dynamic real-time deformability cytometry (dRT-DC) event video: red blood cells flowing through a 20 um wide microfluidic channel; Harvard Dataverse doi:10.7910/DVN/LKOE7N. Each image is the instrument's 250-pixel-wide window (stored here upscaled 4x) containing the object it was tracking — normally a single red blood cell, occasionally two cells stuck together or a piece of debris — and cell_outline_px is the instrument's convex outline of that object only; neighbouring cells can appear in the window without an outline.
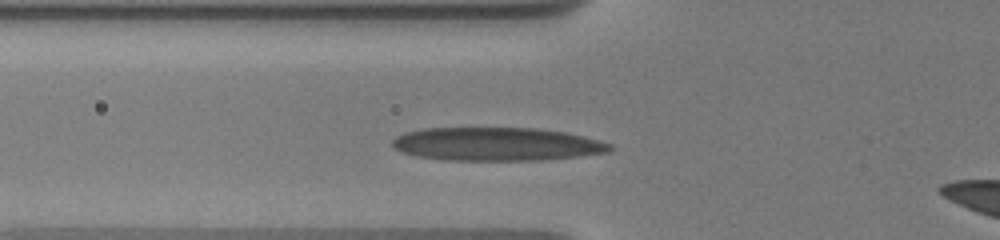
{"species": "human", "species_latin": "Homo sapiens", "temperature_condition": "warm", "stored_images_in_passage": 3, "camera_frame_rate_fps": 3000, "um_per_image_px": 0.085, "donor": {"sex": "male"}, "frame": {"image": 1, "passage_image": 3, "time_ms": 2.0, "image_size_px": [1000, 240], "cell_outline_px": [[616, 148], [608, 152], [576, 156], [536, 160], [444, 160], [416, 156], [400, 152], [392, 144], [392, 140], [396, 136], [404, 132], [424, 128], [536, 128], [564, 132], [584, 136], [612, 144]], "centroid_in_image_um": [42.19, 12.24], "position_along_channel_um": 83.6, "area_um2": 42.31}}